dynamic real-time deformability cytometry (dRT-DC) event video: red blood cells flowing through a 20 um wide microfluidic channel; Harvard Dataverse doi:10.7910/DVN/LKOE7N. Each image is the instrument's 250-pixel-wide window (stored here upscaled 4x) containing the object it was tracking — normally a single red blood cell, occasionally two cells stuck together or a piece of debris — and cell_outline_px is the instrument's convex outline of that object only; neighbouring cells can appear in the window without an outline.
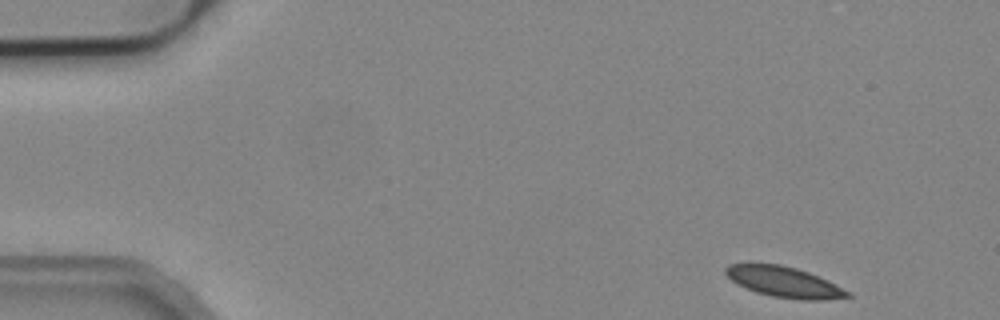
{"species": "common noctule bat (a hibernating species)", "species_latin": "Nyctalus noctula", "temperature_condition": "cold", "stored_images_in_passage": 50, "camera_frame_rate_fps": 3000, "um_per_image_px": 0.085, "animal": {"sex": "male", "body_mass_g": 19.2, "forearm_length_mm": 51.8}, "frame": {"image": 1, "passage_image": 1, "time_ms": 0.0, "image_size_px": [1000, 320], "cell_outline_px": [[852, 296], [824, 300], [804, 300], [772, 296], [756, 292], [736, 284], [724, 272], [724, 268], [728, 264], [780, 264], [796, 268], [808, 272], [828, 280], [852, 292]], "centroid_in_image_um": [66.68, 23.97], "position_along_channel_um": 18.3, "area_um2": 21.73}}
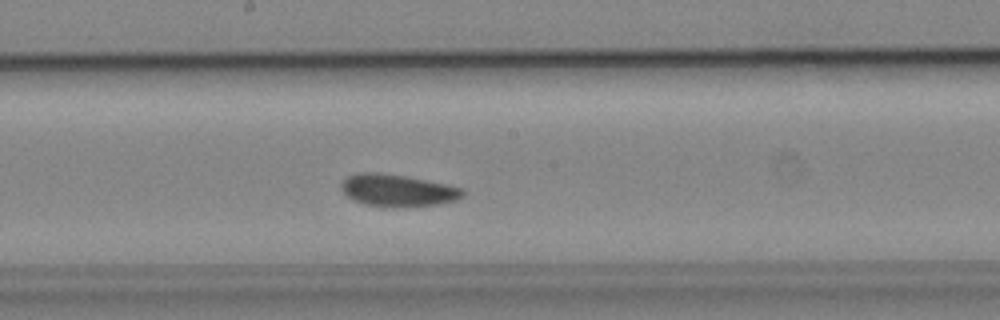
{"frame": {"image": 2, "passage_image": 25, "time_ms": 8.0, "image_size_px": [1000, 320], "cell_outline_px": [[464, 196], [456, 200], [436, 204], [364, 204], [348, 196], [340, 188], [340, 184], [348, 176], [360, 172], [380, 172], [408, 176], [448, 184], [464, 188]], "centroid_in_image_um": [33.82, 16.11], "position_along_channel_um": 214.4, "area_um2": 21.91}}
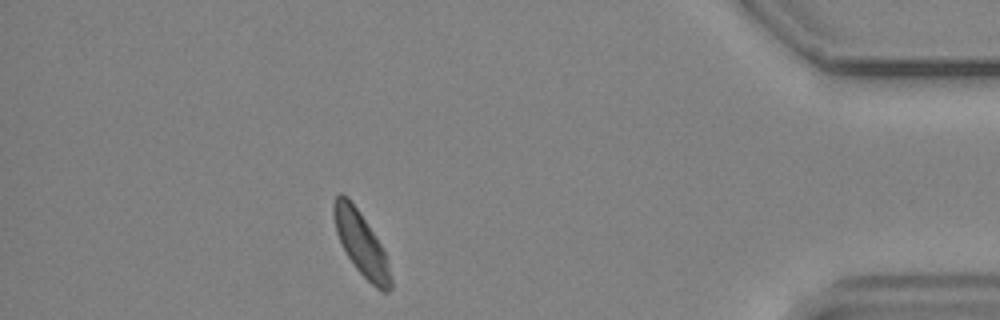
{"frame": {"image": 3, "passage_image": 44, "time_ms": 14.333, "image_size_px": [1000, 320], "cell_outline_px": [[392, 288], [388, 292], [380, 292], [356, 268], [348, 256], [336, 232], [332, 212], [332, 204], [336, 196], [340, 192], [348, 196], [360, 212], [380, 244], [388, 260], [392, 280]], "centroid_in_image_um": [30.69, 20.69], "position_along_channel_um": 404.5, "area_um2": 20.92}, "authors_computed_cell_mechanics": {"area_um2": 21.9351, "velocity_mm_per_s": 3.7504, "shape_relaxation_time_tau1_ms": 4.8234, "shape_relaxation_time_tau2_ms": 2.5307, "deformation_change_tau1": 0.0907, "deformation_change_tau2": 0.0605}}